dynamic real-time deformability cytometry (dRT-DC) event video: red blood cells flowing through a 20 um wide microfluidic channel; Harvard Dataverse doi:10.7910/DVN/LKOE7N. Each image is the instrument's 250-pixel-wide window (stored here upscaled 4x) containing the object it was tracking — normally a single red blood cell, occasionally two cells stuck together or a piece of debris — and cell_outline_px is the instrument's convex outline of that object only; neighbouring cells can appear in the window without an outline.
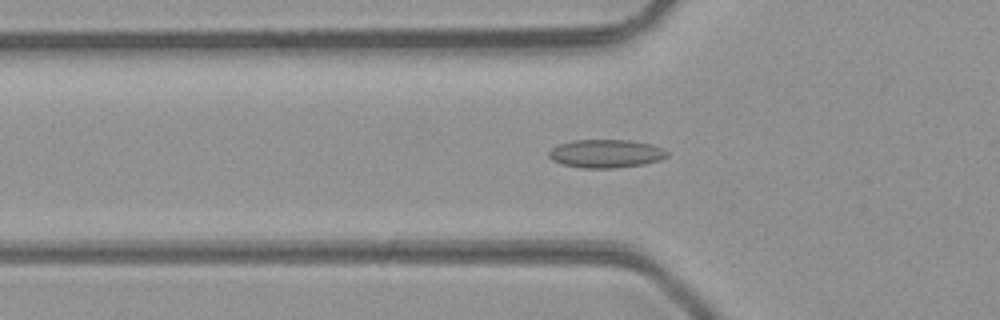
{"species": "common noctule bat (a hibernating species)", "species_latin": "Nyctalus noctula", "temperature_condition": "room temperature", "stored_images_in_passage": 48, "camera_frame_rate_fps": 3000, "um_per_image_px": 0.085, "animal": {"sex": "male", "body_mass_g": 23.1, "forearm_length_mm": 52.7}, "frame": {"image": 1, "passage_image": 17, "time_ms": 5.333, "image_size_px": [1000, 320], "cell_outline_px": [[668, 156], [660, 160], [644, 164], [612, 168], [584, 168], [560, 164], [552, 160], [548, 156], [548, 152], [552, 148], [560, 144], [572, 140], [628, 140], [652, 144], [664, 148], [668, 152]], "centroid_in_image_um": [51.51, 13.05], "position_along_channel_um": 74.3, "area_um2": 19.59}}
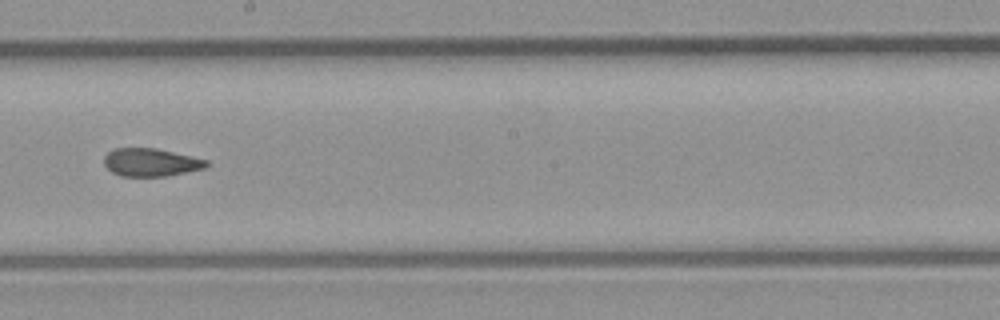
{"frame": {"image": 2, "passage_image": 28, "time_ms": 9.0, "image_size_px": [1000, 320], "cell_outline_px": [[208, 164], [204, 168], [164, 176], [120, 176], [112, 172], [104, 164], [104, 156], [108, 152], [116, 148], [156, 148], [208, 160]], "centroid_in_image_um": [12.79, 13.79], "position_along_channel_um": 235.4, "area_um2": 16.47}}
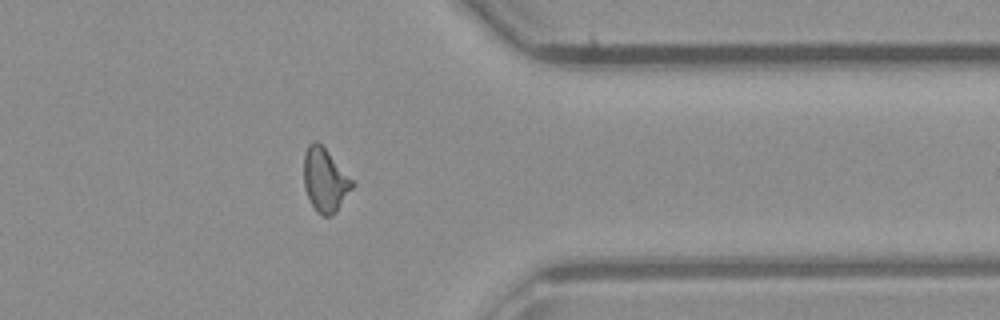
{"frame": {"image": 3, "passage_image": 39, "time_ms": 12.667, "image_size_px": [1000, 320], "cell_outline_px": [[356, 184], [336, 212], [332, 216], [324, 216], [316, 212], [304, 188], [304, 152], [308, 144], [312, 140], [316, 140], [328, 152]], "centroid_in_image_um": [27.62, 15.31], "position_along_channel_um": 383.8, "area_um2": 17.92}, "authors_computed_cell_mechanics": {"area_um2": 17.7446, "velocity_mm_per_s": 4.3525, "shape_relaxation_time_tau1_ms": null, "shape_relaxation_time_tau2_ms": 2.0539, "deformation_change_tau1": null, "deformation_change_tau2": 0.0875}}